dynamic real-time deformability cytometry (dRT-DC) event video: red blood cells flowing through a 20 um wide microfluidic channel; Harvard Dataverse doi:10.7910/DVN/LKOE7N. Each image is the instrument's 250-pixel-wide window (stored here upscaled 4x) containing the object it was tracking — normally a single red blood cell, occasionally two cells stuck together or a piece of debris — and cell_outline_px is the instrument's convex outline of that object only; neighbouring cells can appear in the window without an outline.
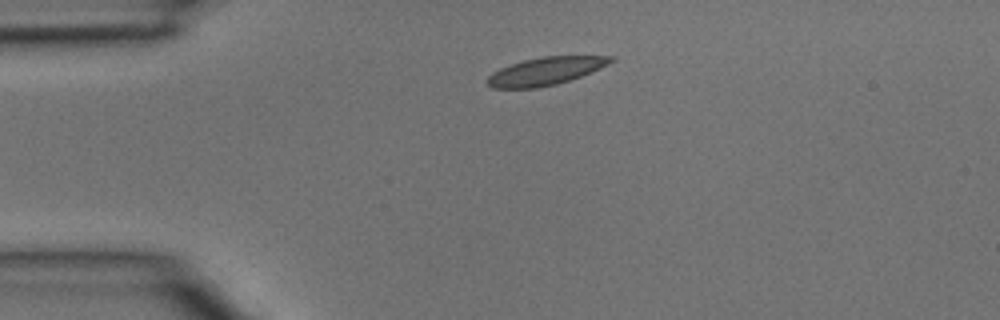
{"species": "common noctule bat (a hibernating species)", "species_latin": "Nyctalus noctula", "temperature_condition": "room temperature", "stored_images_in_passage": 3, "camera_frame_rate_fps": 3000, "um_per_image_px": 0.085, "animal": {"sex": "male", "body_mass_g": 15.6}, "frame": {"image": 1, "passage_image": 1, "time_ms": 0.0, "image_size_px": [1000, 320], "cell_outline_px": [[616, 60], [600, 68], [580, 76], [556, 84], [536, 88], [492, 88], [484, 80], [492, 72], [500, 68], [524, 60], [540, 56], [616, 56]], "centroid_in_image_um": [46.35, 6.04], "position_along_channel_um": 38.6, "area_um2": 19.94}}
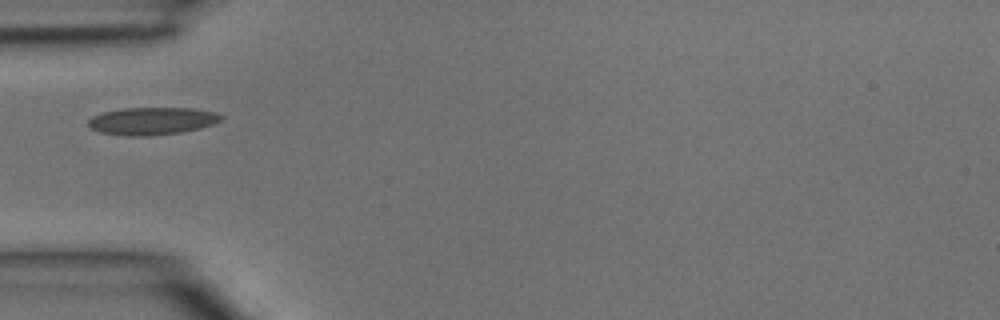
{"frame": {"image": 2, "passage_image": 2, "time_ms": 0.333, "image_size_px": [1000, 320], "cell_outline_px": [[224, 116], [220, 120], [212, 124], [200, 128], [180, 132], [148, 136], [128, 136], [100, 132], [88, 128], [88, 120], [92, 116], [104, 112], [124, 108], [192, 108], [216, 112]], "centroid_in_image_um": [12.9, 10.28], "position_along_channel_um": 72.1, "area_um2": 21.27}}